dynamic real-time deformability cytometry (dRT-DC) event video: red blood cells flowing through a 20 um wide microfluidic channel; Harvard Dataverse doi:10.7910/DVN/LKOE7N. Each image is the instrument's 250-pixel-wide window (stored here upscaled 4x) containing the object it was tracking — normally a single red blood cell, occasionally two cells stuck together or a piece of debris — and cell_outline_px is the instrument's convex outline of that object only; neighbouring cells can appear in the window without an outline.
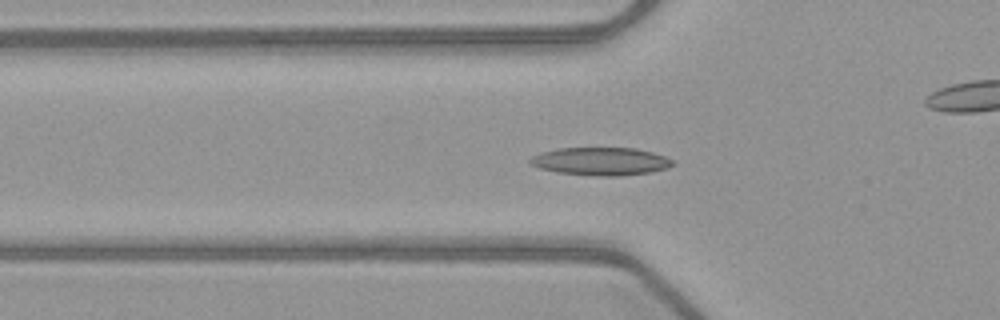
{"species": "common noctule bat (a hibernating species)", "species_latin": "Nyctalus noctula", "temperature_condition": "warm", "stored_images_in_passage": 38, "camera_frame_rate_fps": 3000, "um_per_image_px": 0.085, "animal": {"sex": "female", "body_mass_g": 21.9}, "frame": {"image": 1, "passage_image": 3, "time_ms": 0.667, "image_size_px": [1000, 320], "cell_outline_px": [[676, 164], [668, 168], [652, 172], [620, 176], [596, 176], [556, 172], [540, 168], [532, 164], [528, 160], [532, 156], [540, 152], [560, 148], [636, 148], [652, 152], [676, 160]], "centroid_in_image_um": [51.12, 13.72], "position_along_channel_um": 74.7, "area_um2": 23.41}}
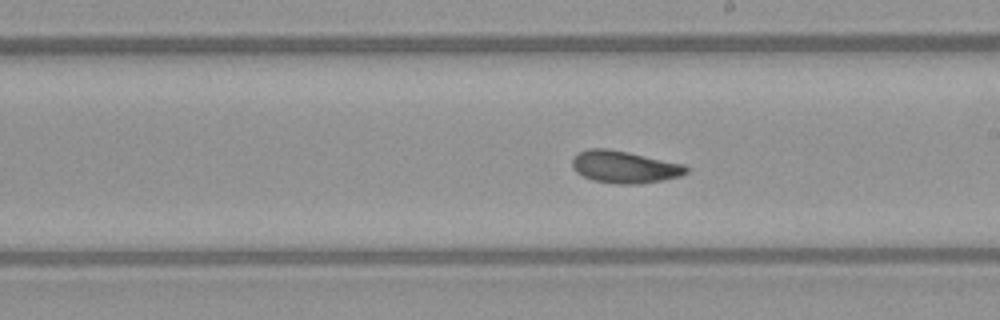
{"frame": {"image": 2, "passage_image": 15, "time_ms": 4.667, "image_size_px": [1000, 320], "cell_outline_px": [[688, 172], [680, 176], [640, 184], [616, 184], [592, 180], [576, 172], [572, 168], [572, 160], [580, 152], [588, 148], [608, 148], [628, 152], [684, 164], [688, 168]], "centroid_in_image_um": [53.07, 14.19], "position_along_channel_um": 235.9, "area_um2": 21.33}}
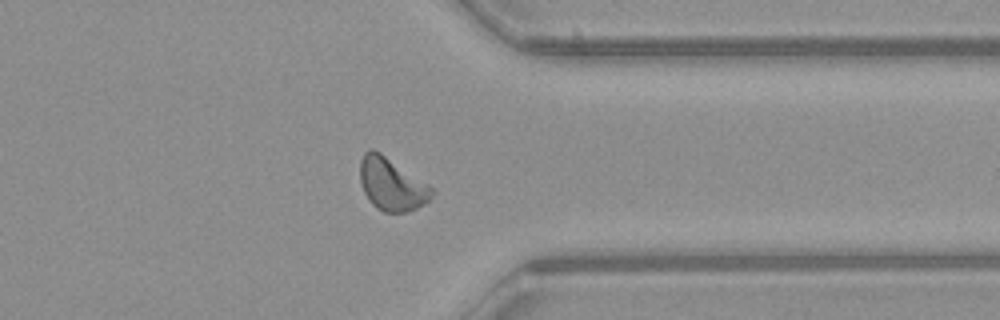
{"frame": {"image": 3, "passage_image": 26, "time_ms": 8.333, "image_size_px": [1000, 320], "cell_outline_px": [[436, 192], [424, 204], [416, 208], [404, 212], [384, 212], [376, 208], [372, 204], [364, 192], [360, 180], [360, 160], [364, 152], [368, 148], [372, 148], [380, 152], [428, 184]], "centroid_in_image_um": [33.27, 15.65], "position_along_channel_um": 378.1, "area_um2": 21.91}, "authors_computed_cell_mechanics": {"area_um2": 20.9236, "velocity_mm_per_s": 3.9942, "shape_relaxation_time_tau1_ms": 3.8162, "shape_relaxation_time_tau2_ms": 3.2008, "deformation_change_tau1": 0.1349, "deformation_change_tau2": 0.1016}}